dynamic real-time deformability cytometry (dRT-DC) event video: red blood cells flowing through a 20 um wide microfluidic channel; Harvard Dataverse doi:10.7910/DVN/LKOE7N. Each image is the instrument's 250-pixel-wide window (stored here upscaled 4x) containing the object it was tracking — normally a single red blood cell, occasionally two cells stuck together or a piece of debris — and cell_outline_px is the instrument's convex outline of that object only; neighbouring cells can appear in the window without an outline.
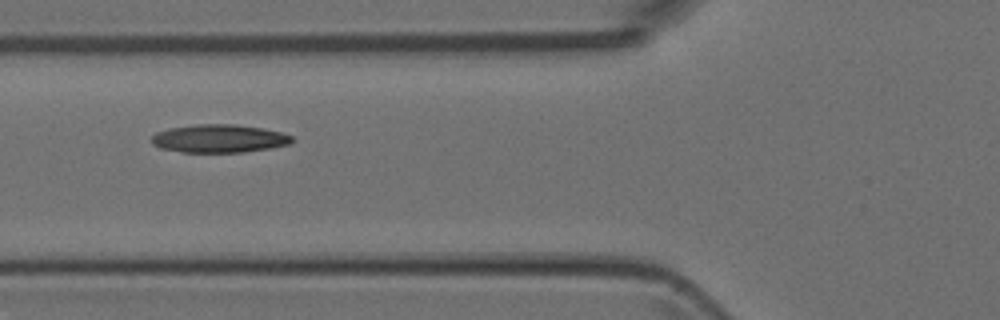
{"species": "Egyptian fruit bat (a non-hibernating species)", "species_latin": "Rousettus aegyptiacus", "temperature_condition": "room temperature", "stored_images_in_passage": 7, "camera_frame_rate_fps": 3000, "um_per_image_px": 0.085, "animal": {"sex": "female"}, "frame": {"image": 1, "passage_image": 3, "time_ms": 2.333, "image_size_px": [1000, 320], "cell_outline_px": [[292, 140], [288, 144], [268, 148], [244, 152], [184, 152], [160, 148], [152, 144], [152, 136], [156, 132], [168, 128], [196, 124], [236, 124], [260, 128], [280, 132], [292, 136]], "centroid_in_image_um": [18.57, 11.77], "position_along_channel_um": 107.2, "area_um2": 22.83}}
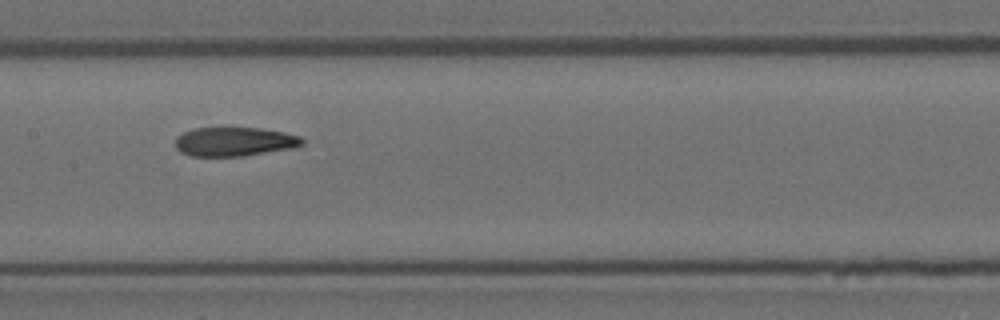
{"frame": {"image": 2, "passage_image": 5, "time_ms": 4.333, "image_size_px": [1000, 320], "cell_outline_px": [[304, 144], [292, 148], [240, 156], [188, 156], [180, 152], [176, 148], [176, 136], [192, 128], [260, 128], [284, 132], [300, 136], [304, 140]], "centroid_in_image_um": [19.9, 12.04], "position_along_channel_um": 187.5, "area_um2": 21.44}}
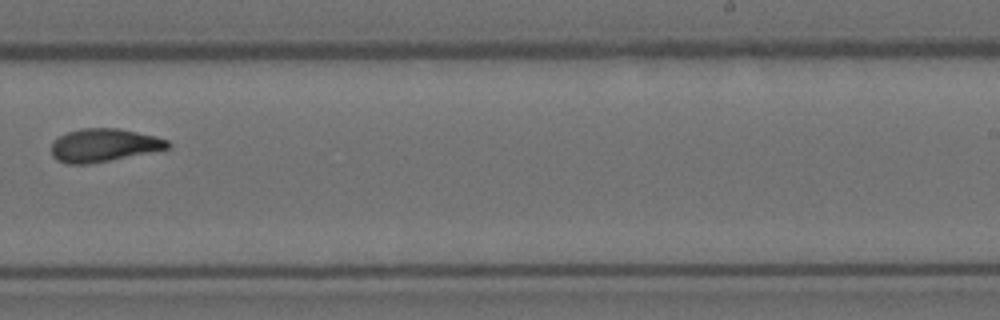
{"frame": {"image": 3, "passage_image": 7, "time_ms": 6.667, "image_size_px": [1000, 320], "cell_outline_px": [[172, 144], [168, 148], [88, 164], [68, 164], [56, 160], [52, 156], [52, 144], [60, 136], [68, 132], [80, 128], [116, 128], [156, 136], [168, 140]], "centroid_in_image_um": [8.8, 12.34], "position_along_channel_um": 280.2, "area_um2": 22.08}}